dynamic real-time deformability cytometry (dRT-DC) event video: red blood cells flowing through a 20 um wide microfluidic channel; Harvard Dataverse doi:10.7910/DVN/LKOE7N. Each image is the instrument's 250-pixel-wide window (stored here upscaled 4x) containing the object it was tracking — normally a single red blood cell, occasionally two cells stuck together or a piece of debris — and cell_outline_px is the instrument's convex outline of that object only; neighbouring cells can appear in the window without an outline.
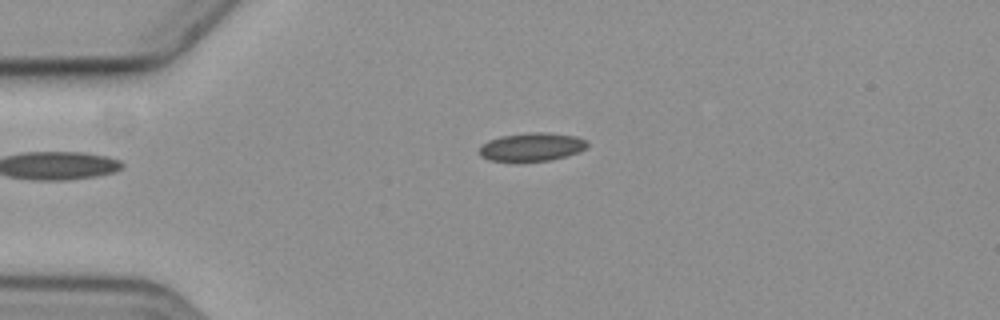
{"species": "common noctule bat (a hibernating species)", "species_latin": "Nyctalus noctula", "temperature_condition": "cold", "stored_images_in_passage": 5, "camera_frame_rate_fps": 3000, "um_per_image_px": 0.085, "animal": {"sex": "female", "body_mass_g": 19.3, "forearm_length_mm": 54.1}, "frame": {"image": 1, "passage_image": 5, "time_ms": 5.667, "image_size_px": [1000, 320], "cell_outline_px": [[588, 144], [580, 152], [568, 156], [552, 160], [516, 164], [512, 164], [488, 160], [480, 156], [480, 148], [488, 140], [500, 136], [528, 132], [544, 132], [576, 136], [588, 140]], "centroid_in_image_um": [45.18, 12.53], "position_along_channel_um": 39.8, "area_um2": 18.67}}